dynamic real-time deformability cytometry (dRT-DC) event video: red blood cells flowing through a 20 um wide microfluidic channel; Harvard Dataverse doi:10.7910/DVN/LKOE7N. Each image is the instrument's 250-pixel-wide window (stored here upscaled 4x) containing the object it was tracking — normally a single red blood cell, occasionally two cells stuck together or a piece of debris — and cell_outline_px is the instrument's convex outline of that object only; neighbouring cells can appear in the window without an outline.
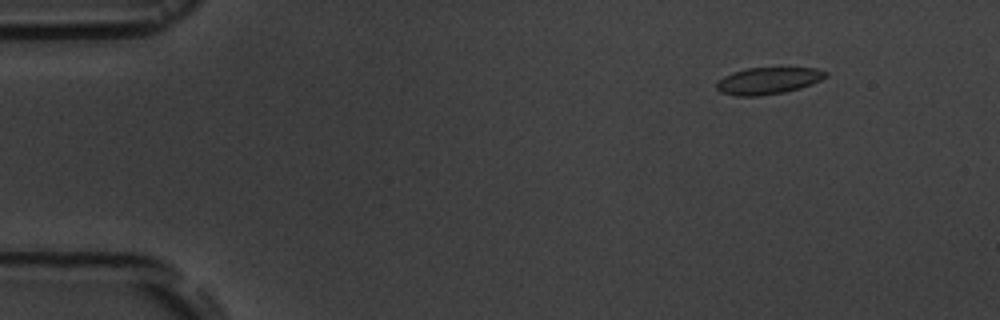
{"species": "common noctule bat (a hibernating species)", "species_latin": "Nyctalus noctula", "temperature_condition": "room temperature", "stored_images_in_passage": 5, "camera_frame_rate_fps": 3000, "um_per_image_px": 0.085, "animal": {"sex": "male", "body_mass_g": 19.5, "forearm_length_mm": 54.6}, "frame": {"image": 1, "passage_image": 2, "time_ms": 1.333, "image_size_px": [1000, 320], "cell_outline_px": [[828, 76], [812, 84], [800, 88], [784, 92], [760, 96], [736, 96], [720, 92], [716, 88], [716, 84], [724, 76], [732, 72], [748, 68], [816, 68], [828, 72]], "centroid_in_image_um": [65.3, 6.87], "position_along_channel_um": 19.7, "area_um2": 17.05}}
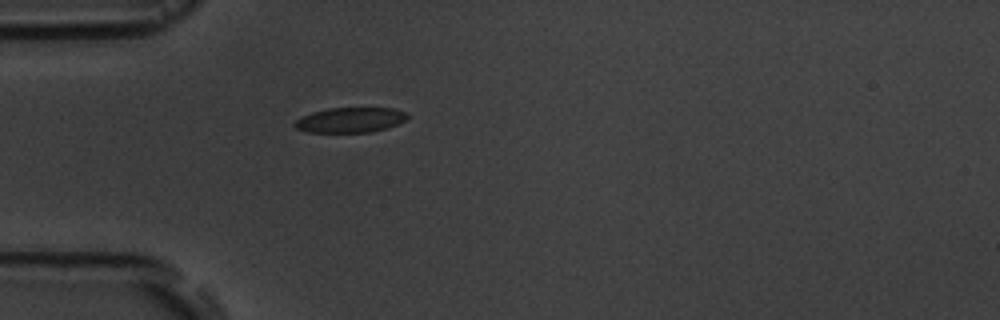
{"frame": {"image": 2, "passage_image": 5, "time_ms": 4.667, "image_size_px": [1000, 320], "cell_outline_px": [[408, 116], [404, 120], [388, 128], [372, 132], [308, 132], [296, 128], [292, 124], [296, 120], [312, 112], [328, 108], [396, 108], [408, 112]], "centroid_in_image_um": [29.8, 10.19], "position_along_channel_um": 55.2, "area_um2": 16.47}}